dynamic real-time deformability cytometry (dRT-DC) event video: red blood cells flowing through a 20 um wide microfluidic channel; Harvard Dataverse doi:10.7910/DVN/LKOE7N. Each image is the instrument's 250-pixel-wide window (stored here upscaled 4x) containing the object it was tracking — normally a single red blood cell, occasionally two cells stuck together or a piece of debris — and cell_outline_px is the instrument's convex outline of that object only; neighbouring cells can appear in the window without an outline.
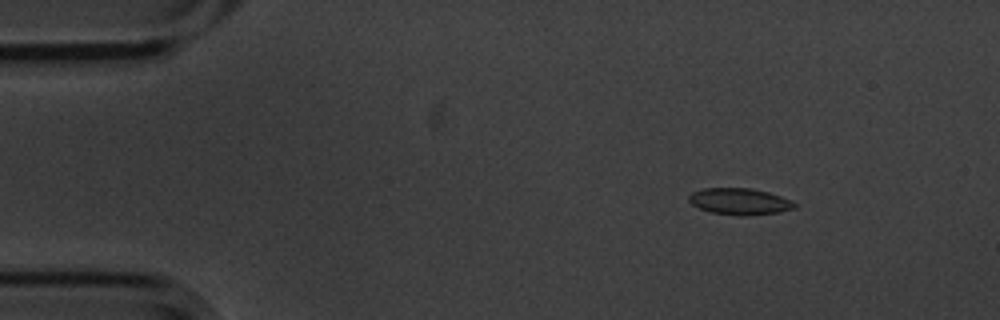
{"species": "common noctule bat (a hibernating species)", "species_latin": "Nyctalus noctula", "temperature_condition": "cold", "stored_images_in_passage": 6, "camera_frame_rate_fps": 3000, "um_per_image_px": 0.085, "animal": {"sex": "male", "body_mass_g": 20.1, "forearm_length_mm": 53.5}, "frame": {"image": 1, "passage_image": 3, "time_ms": 0.667, "image_size_px": [1000, 320], "cell_outline_px": [[796, 208], [780, 212], [748, 216], [740, 216], [712, 212], [700, 208], [692, 204], [688, 200], [688, 196], [692, 192], [704, 188], [752, 188], [768, 192], [792, 200], [796, 204]], "centroid_in_image_um": [62.89, 17.12], "position_along_channel_um": 22.1, "area_um2": 16.42}}
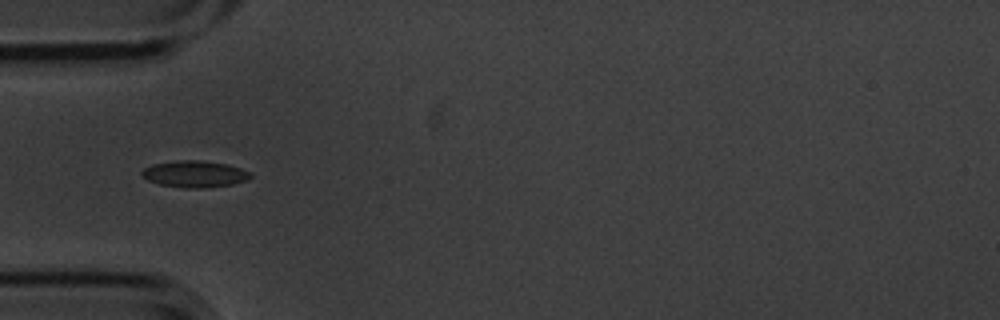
{"frame": {"image": 2, "passage_image": 6, "time_ms": 1.667, "image_size_px": [1000, 320], "cell_outline_px": [[252, 176], [248, 180], [232, 184], [204, 188], [188, 188], [160, 184], [148, 180], [140, 172], [144, 168], [152, 164], [176, 160], [200, 160], [228, 164], [252, 172]], "centroid_in_image_um": [16.58, 14.78], "position_along_channel_um": 68.4, "area_um2": 16.88}}